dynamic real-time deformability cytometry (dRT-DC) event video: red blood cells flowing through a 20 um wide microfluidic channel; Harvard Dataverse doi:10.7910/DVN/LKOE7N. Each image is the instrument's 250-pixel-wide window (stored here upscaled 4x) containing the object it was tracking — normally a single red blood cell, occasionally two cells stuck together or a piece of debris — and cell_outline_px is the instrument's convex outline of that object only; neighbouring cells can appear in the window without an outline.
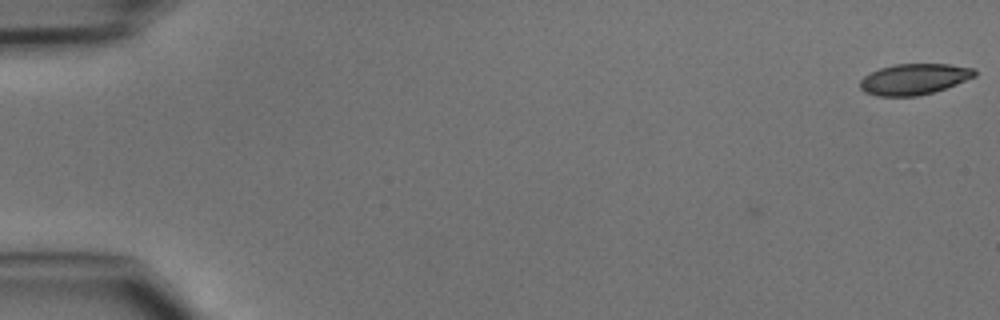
{"species": "common noctule bat (a hibernating species)", "species_latin": "Nyctalus noctula", "temperature_condition": "cold", "stored_images_in_passage": 3, "camera_frame_rate_fps": 3000, "um_per_image_px": 0.085, "animal": {"sex": "male", "body_mass_g": 15.6}, "frame": {"image": 1, "passage_image": 1, "time_ms": 0.0, "image_size_px": [1000, 320], "cell_outline_px": [[976, 76], [956, 84], [932, 92], [916, 96], [880, 96], [864, 92], [860, 88], [860, 80], [864, 76], [880, 68], [896, 64], [948, 64], [976, 68]], "centroid_in_image_um": [77.71, 6.72], "position_along_channel_um": 7.3, "area_um2": 20.52}}